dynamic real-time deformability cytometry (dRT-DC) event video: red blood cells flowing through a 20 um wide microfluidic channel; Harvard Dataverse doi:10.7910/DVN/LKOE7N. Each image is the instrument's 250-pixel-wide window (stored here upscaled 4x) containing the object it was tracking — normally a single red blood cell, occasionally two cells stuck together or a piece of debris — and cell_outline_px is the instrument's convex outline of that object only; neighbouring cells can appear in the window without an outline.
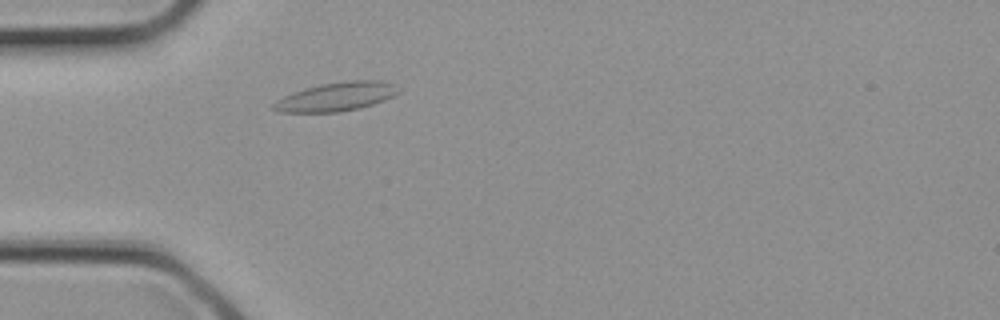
{"species": "common noctule bat (a hibernating species)", "species_latin": "Nyctalus noctula", "temperature_condition": "cold", "stored_images_in_passage": 1, "camera_frame_rate_fps": 3000, "um_per_image_px": 0.085, "animal": {"sex": "female", "body_mass_g": 21.9}, "frame": {"image": 1, "passage_image": 1, "time_ms": 0.0, "image_size_px": [1000, 320], "cell_outline_px": [[400, 92], [384, 100], [360, 108], [340, 112], [280, 112], [272, 108], [272, 104], [276, 100], [284, 96], [320, 84], [348, 80], [384, 80], [392, 84]], "centroid_in_image_um": [28.6, 8.22], "position_along_channel_um": 56.4, "area_um2": 20.69}}